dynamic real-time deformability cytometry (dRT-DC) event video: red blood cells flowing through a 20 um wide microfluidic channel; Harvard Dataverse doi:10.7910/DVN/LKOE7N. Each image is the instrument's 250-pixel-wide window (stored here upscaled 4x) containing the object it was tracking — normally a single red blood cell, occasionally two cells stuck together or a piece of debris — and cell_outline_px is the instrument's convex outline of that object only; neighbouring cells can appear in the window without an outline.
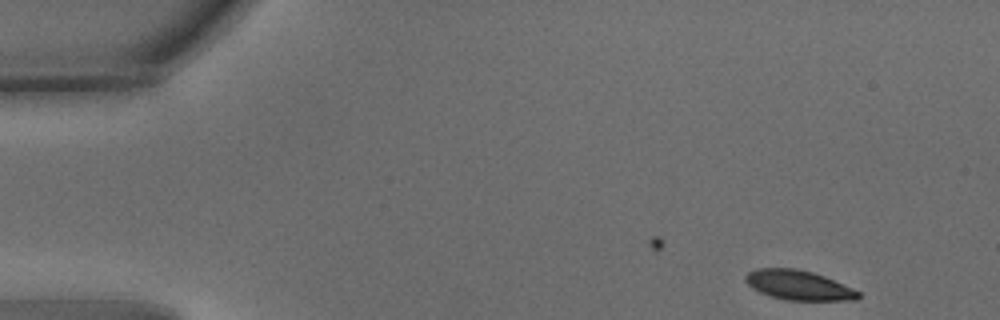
{"species": "common noctule bat (a hibernating species)", "species_latin": "Nyctalus noctula", "temperature_condition": "warm", "stored_images_in_passage": 47, "camera_frame_rate_fps": 3000, "um_per_image_px": 0.085, "animal": {"sex": "male", "body_mass_g": 15.6}, "frame": {"image": 1, "passage_image": 1, "time_ms": 0.0, "image_size_px": [1000, 320], "cell_outline_px": [[860, 296], [856, 300], [788, 300], [772, 296], [760, 292], [752, 288], [744, 280], [744, 276], [748, 272], [756, 268], [796, 268], [812, 272], [824, 276], [852, 288], [860, 292]], "centroid_in_image_um": [67.85, 24.23], "position_along_channel_um": 17.1, "area_um2": 19.36}}
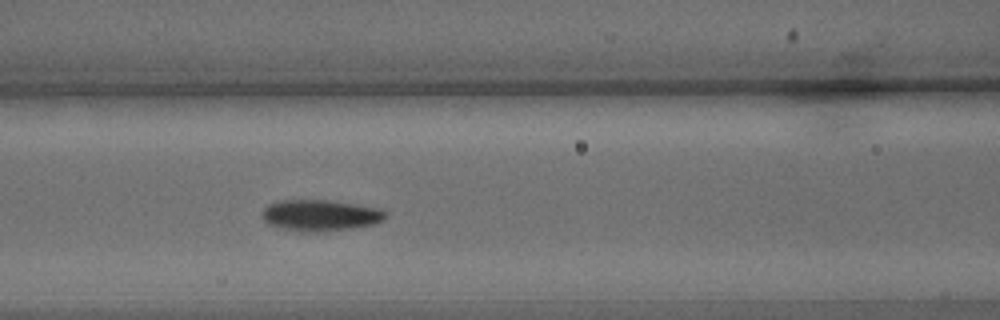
{"frame": {"image": 2, "passage_image": 20, "time_ms": 6.333, "image_size_px": [1000, 320], "cell_outline_px": [[388, 216], [384, 220], [376, 224], [352, 228], [316, 232], [300, 232], [280, 228], [268, 224], [260, 216], [260, 212], [268, 204], [280, 200], [328, 200], [380, 208], [388, 212]], "centroid_in_image_um": [27.22, 18.31], "position_along_channel_um": 139.4, "area_um2": 22.83}}
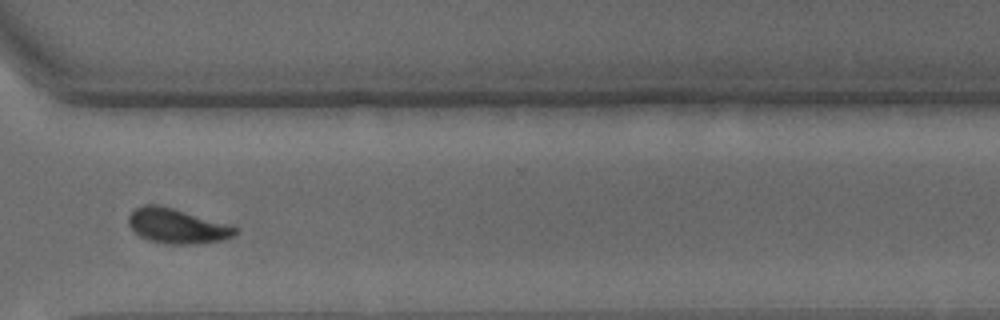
{"frame": {"image": 3, "passage_image": 38, "time_ms": 12.333, "image_size_px": [1000, 320], "cell_outline_px": [[240, 232], [224, 240], [196, 244], [168, 244], [148, 240], [140, 236], [128, 224], [128, 216], [136, 208], [144, 204], [156, 204], [172, 208], [232, 224], [240, 228]], "centroid_in_image_um": [15.12, 19.21], "position_along_channel_um": 355.5, "area_um2": 21.91}, "authors_computed_cell_mechanics": {"area_um2": 21.5016, "velocity_mm_per_s": 3.6059, "shape_relaxation_time_tau1_ms": 2.51, "shape_relaxation_time_tau2_ms": 2.2652, "deformation_change_tau1": 0.131, "deformation_change_tau2": 0.0581}}